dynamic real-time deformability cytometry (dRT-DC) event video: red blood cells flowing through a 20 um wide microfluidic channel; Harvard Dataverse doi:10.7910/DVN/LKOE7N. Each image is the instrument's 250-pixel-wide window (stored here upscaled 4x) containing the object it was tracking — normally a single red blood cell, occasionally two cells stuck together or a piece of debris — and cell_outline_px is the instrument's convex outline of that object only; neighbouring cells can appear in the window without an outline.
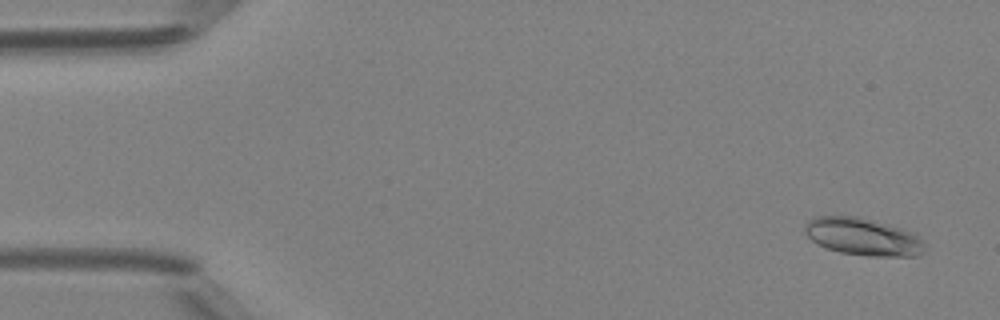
{"species": "Egyptian fruit bat (a non-hibernating species)", "species_latin": "Rousettus aegyptiacus", "temperature_condition": "room temperature", "stored_images_in_passage": 49, "camera_frame_rate_fps": 3000, "um_per_image_px": 0.085, "animal": {"sex": "female"}, "frame": {"image": 1, "passage_image": 3, "time_ms": 0.667, "image_size_px": [1000, 320], "cell_outline_px": [[924, 252], [916, 256], [868, 256], [840, 252], [828, 248], [812, 240], [804, 232], [804, 228], [808, 220], [816, 216], [860, 216], [888, 224], [900, 228], [916, 236], [924, 244]], "centroid_in_image_um": [73.32, 20.11], "position_along_channel_um": 11.7, "area_um2": 25.84}}
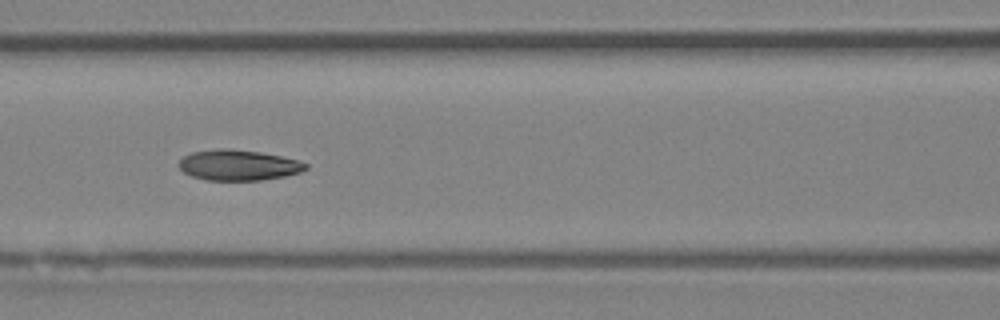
{"frame": {"image": 2, "passage_image": 22, "time_ms": 7.0, "image_size_px": [1000, 320], "cell_outline_px": [[308, 168], [300, 172], [284, 176], [260, 180], [208, 180], [192, 176], [184, 172], [176, 164], [184, 156], [192, 152], [220, 148], [228, 148], [260, 152], [280, 156], [296, 160], [308, 164]], "centroid_in_image_um": [20.24, 14.03], "position_along_channel_um": 146.4, "area_um2": 22.48}}
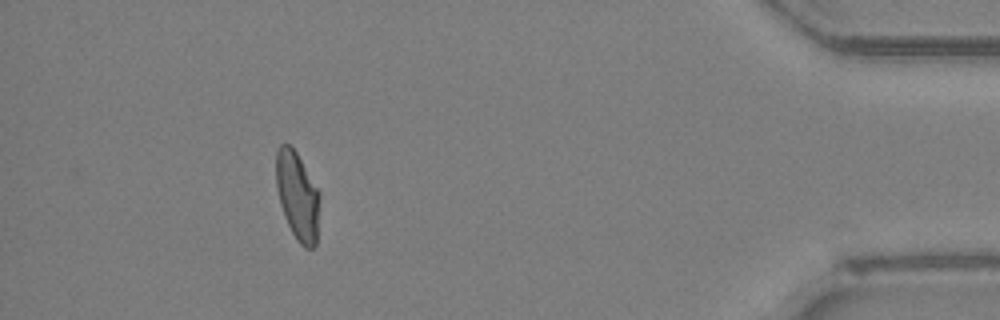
{"frame": {"image": 3, "passage_image": 45, "time_ms": 14.667, "image_size_px": [1000, 320], "cell_outline_px": [[320, 196], [316, 244], [312, 248], [304, 248], [300, 244], [292, 232], [284, 216], [280, 204], [276, 188], [276, 152], [280, 144], [288, 144], [296, 152], [320, 192]], "centroid_in_image_um": [25.28, 16.66], "position_along_channel_um": 409.9, "area_um2": 22.37}, "authors_computed_cell_mechanics": {"area_um2": 23.12, "velocity_mm_per_s": 4.1945, "shape_relaxation_time_tau1_ms": 5.4068, "shape_relaxation_time_tau2_ms": 1.9667, "deformation_change_tau1": 0.1577, "deformation_change_tau2": 0.064}}